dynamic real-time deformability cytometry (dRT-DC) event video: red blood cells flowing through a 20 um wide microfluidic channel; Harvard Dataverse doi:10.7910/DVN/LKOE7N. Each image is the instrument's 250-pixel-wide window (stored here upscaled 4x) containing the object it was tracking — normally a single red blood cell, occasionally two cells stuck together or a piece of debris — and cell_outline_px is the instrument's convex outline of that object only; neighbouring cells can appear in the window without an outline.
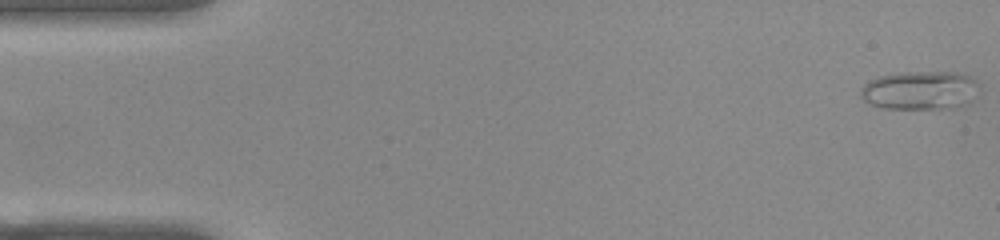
{"species": "common noctule bat (a hibernating species)", "species_latin": "Nyctalus noctula", "temperature_condition": "warm", "stored_images_in_passage": 46, "camera_frame_rate_fps": 3000, "um_per_image_px": 0.085, "animal": {"sex": "female", "body_mass_g": 22.0, "forearm_length_mm": 56.7}, "frame": {"image": 1, "passage_image": 1, "time_ms": 0.0, "image_size_px": [1000, 240], "cell_outline_px": [[972, 80], [960, 104], [956, 108], [880, 108], [868, 104], [860, 96], [860, 88], [868, 80], [880, 76], [900, 72], [956, 72], [968, 76]], "centroid_in_image_um": [77.88, 7.66], "position_along_channel_um": 7.1, "area_um2": 25.2}}
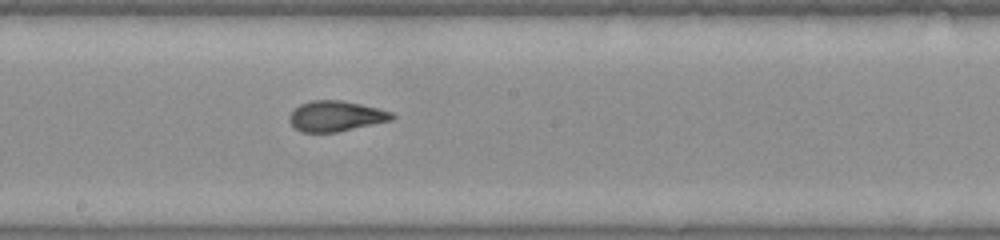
{"frame": {"image": 2, "passage_image": 28, "time_ms": 9.0, "image_size_px": [1000, 240], "cell_outline_px": [[396, 116], [392, 120], [336, 132], [300, 132], [288, 120], [288, 116], [300, 104], [312, 100], [340, 100], [360, 104], [392, 112]], "centroid_in_image_um": [28.53, 9.87], "position_along_channel_um": 219.7, "area_um2": 18.03}}
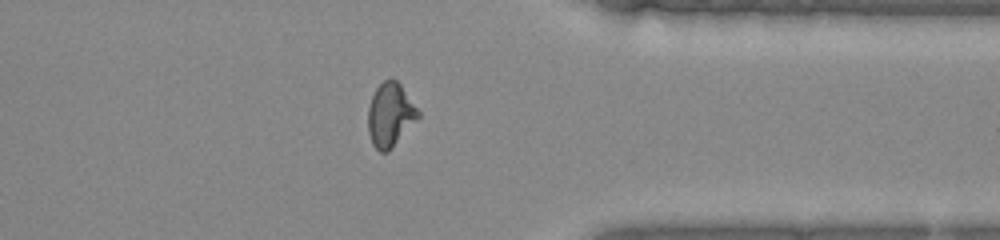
{"frame": {"image": 3, "passage_image": 41, "time_ms": 13.333, "image_size_px": [1000, 240], "cell_outline_px": [[420, 116], [388, 152], [380, 152], [372, 144], [368, 132], [368, 108], [372, 96], [376, 88], [384, 80], [392, 76], [400, 84], [420, 112]], "centroid_in_image_um": [33.16, 9.75], "position_along_channel_um": 378.2, "area_um2": 18.55}}